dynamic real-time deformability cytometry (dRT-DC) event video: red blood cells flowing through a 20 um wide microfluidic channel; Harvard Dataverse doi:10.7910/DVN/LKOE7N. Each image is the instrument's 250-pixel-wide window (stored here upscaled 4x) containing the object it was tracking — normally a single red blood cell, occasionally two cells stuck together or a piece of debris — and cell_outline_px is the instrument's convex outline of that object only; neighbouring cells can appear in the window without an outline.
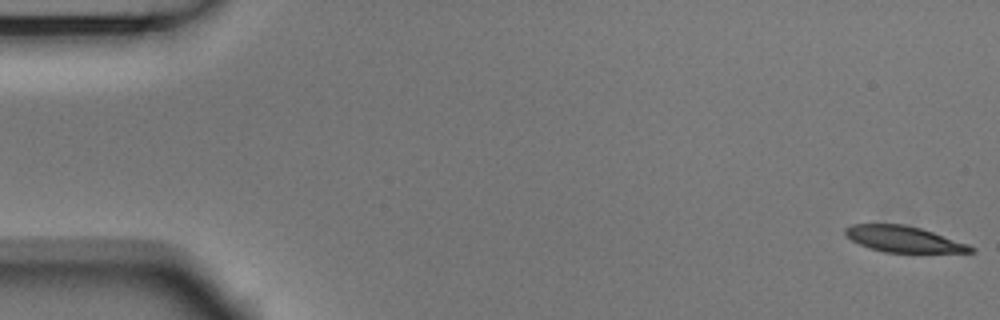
{"species": "Egyptian fruit bat (a non-hibernating species)", "species_latin": "Rousettus aegyptiacus", "temperature_condition": "room temperature", "stored_images_in_passage": 54, "camera_frame_rate_fps": 3000, "um_per_image_px": 0.085, "animal": {"sex": "male"}, "frame": {"image": 1, "passage_image": 1, "time_ms": 0.0, "image_size_px": [1000, 320], "cell_outline_px": [[976, 252], [884, 252], [868, 248], [852, 240], [844, 232], [844, 228], [852, 224], [904, 224], [920, 228], [968, 244], [976, 248]], "centroid_in_image_um": [76.8, 20.32], "position_along_channel_um": 8.2, "area_um2": 18.84}}
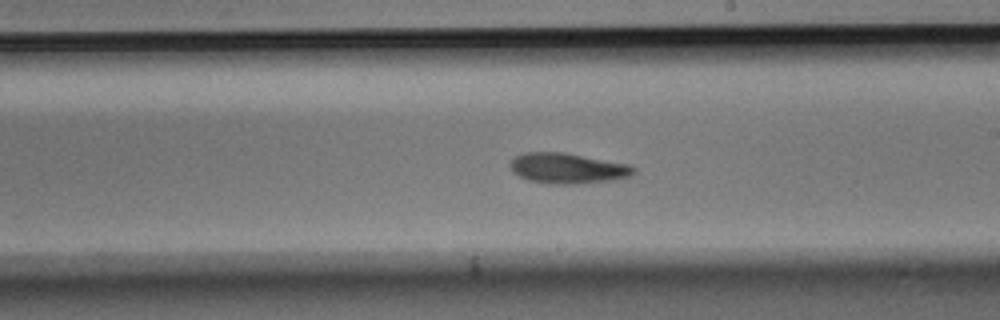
{"frame": {"image": 2, "passage_image": 31, "time_ms": 10.0, "image_size_px": [1000, 320], "cell_outline_px": [[636, 172], [632, 176], [616, 180], [576, 184], [548, 184], [528, 180], [512, 172], [508, 164], [516, 156], [524, 152], [564, 152], [632, 164], [636, 168]], "centroid_in_image_um": [48.3, 14.31], "position_along_channel_um": 240.7, "area_um2": 22.43}}
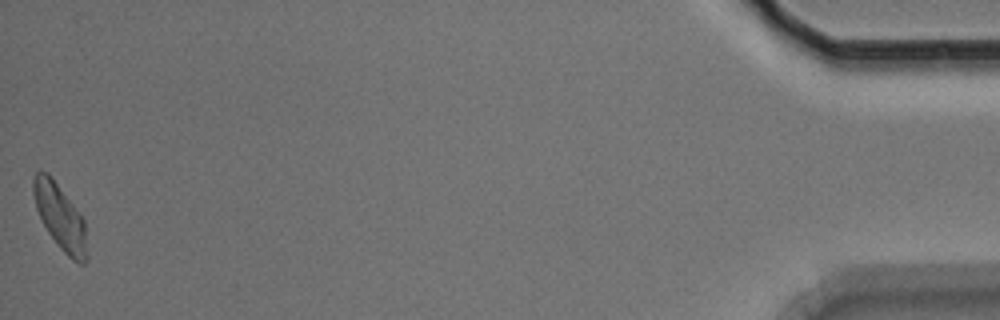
{"frame": {"image": 3, "passage_image": 54, "time_ms": 17.667, "image_size_px": [1000, 320], "cell_outline_px": [[88, 260], [84, 264], [80, 264], [72, 260], [60, 248], [48, 232], [36, 208], [32, 192], [32, 180], [36, 172], [48, 172], [84, 220], [88, 256]], "centroid_in_image_um": [5.12, 18.48], "position_along_channel_um": 430.1, "area_um2": 20.17}, "authors_computed_cell_mechanics": {"area_um2": 21.2415, "velocity_mm_per_s": 3.712, "shape_relaxation_time_tau1_ms": 3.7991, "shape_relaxation_time_tau2_ms": 6.5294, "deformation_change_tau1": 0.1474, "deformation_change_tau2": 0.1419}}